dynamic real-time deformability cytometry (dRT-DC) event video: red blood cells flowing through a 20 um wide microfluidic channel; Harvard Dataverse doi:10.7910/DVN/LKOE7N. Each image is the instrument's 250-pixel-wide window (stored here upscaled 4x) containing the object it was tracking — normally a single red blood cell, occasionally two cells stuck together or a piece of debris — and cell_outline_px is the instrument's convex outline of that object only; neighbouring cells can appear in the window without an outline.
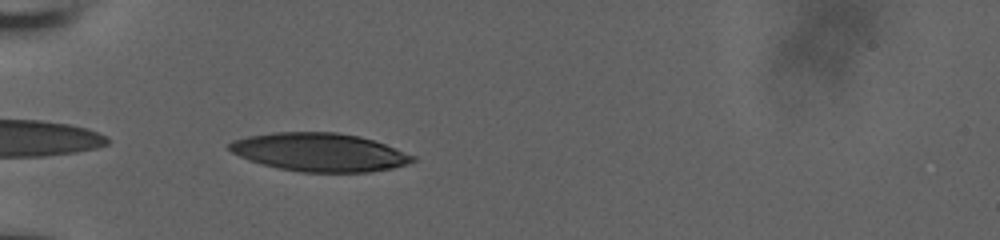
{"species": "human", "species_latin": "Homo sapiens", "temperature_condition": "room temperature", "stored_images_in_passage": 38, "camera_frame_rate_fps": 3000, "um_per_image_px": 0.085, "donor": {"sex": "male"}, "frame": {"image": 1, "passage_image": 1, "time_ms": 0.0, "image_size_px": [1000, 240], "cell_outline_px": [[416, 160], [408, 164], [392, 168], [368, 172], [300, 172], [260, 164], [248, 160], [232, 152], [228, 148], [228, 144], [232, 140], [248, 136], [272, 132], [336, 132], [360, 136], [384, 144], [416, 156]], "centroid_in_image_um": [27.14, 12.94], "position_along_channel_um": 57.9, "area_um2": 40.98}}
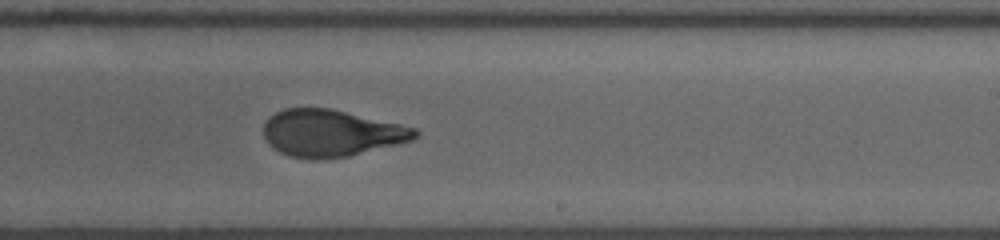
{"frame": {"image": 2, "passage_image": 18, "time_ms": 5.667, "image_size_px": [1000, 240], "cell_outline_px": [[420, 132], [412, 140], [348, 156], [320, 160], [316, 160], [288, 156], [272, 148], [268, 144], [264, 136], [264, 124], [268, 116], [284, 108], [332, 108], [416, 128]], "centroid_in_image_um": [28.1, 11.31], "position_along_channel_um": 260.9, "area_um2": 41.44}}
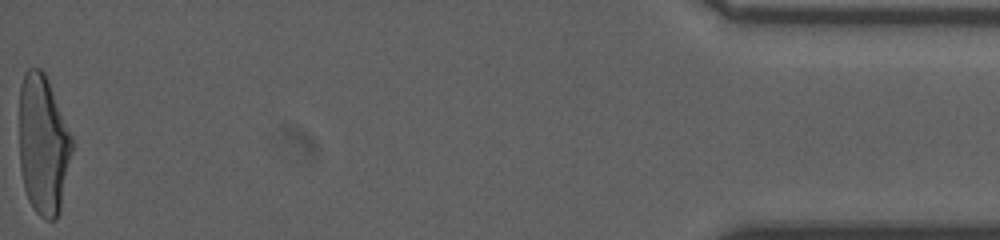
{"frame": {"image": 3, "passage_image": 38, "time_ms": 12.333, "image_size_px": [1000, 240], "cell_outline_px": [[72, 152], [60, 208], [56, 220], [44, 220], [36, 212], [28, 200], [24, 188], [20, 168], [20, 84], [24, 72], [28, 68], [40, 68], [44, 72], [72, 136]], "centroid_in_image_um": [3.66, 12.31], "position_along_channel_um": 431.5, "area_um2": 42.77}, "authors_computed_cell_mechanics": {"area_um2": 42.194, "velocity_mm_per_s": 3.8519, "shape_relaxation_time_tau1_ms": 6.232, "shape_relaxation_time_tau2_ms": 0.8927, "deformation_change_tau1": 0.2393, "deformation_change_tau2": 0.0749}}